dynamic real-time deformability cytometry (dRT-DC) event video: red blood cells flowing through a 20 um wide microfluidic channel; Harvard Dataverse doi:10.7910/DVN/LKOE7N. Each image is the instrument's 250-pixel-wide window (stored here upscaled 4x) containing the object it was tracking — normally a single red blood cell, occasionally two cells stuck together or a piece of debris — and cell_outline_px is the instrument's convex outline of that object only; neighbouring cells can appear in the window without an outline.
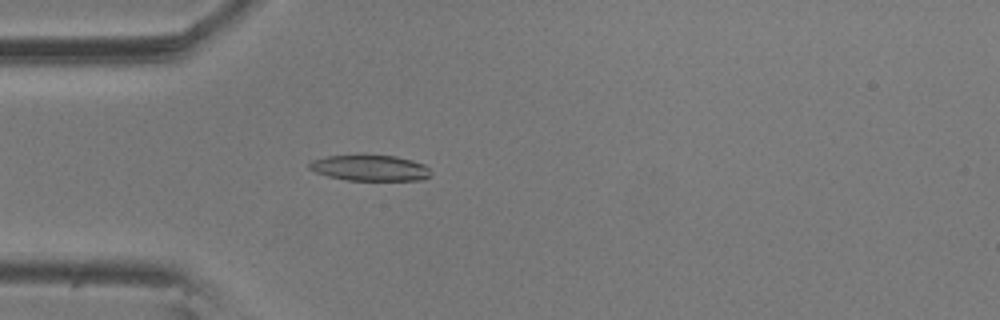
{"species": "common noctule bat (a hibernating species)", "species_latin": "Nyctalus noctula", "temperature_condition": "room temperature", "stored_images_in_passage": 45, "camera_frame_rate_fps": 3000, "um_per_image_px": 0.085, "animal": {"sex": "male", "body_mass_g": 20.5, "forearm_length_mm": 52.5}, "frame": {"image": 1, "passage_image": 4, "time_ms": 1.0, "image_size_px": [1000, 320], "cell_outline_px": [[432, 176], [424, 180], [348, 180], [328, 176], [316, 172], [308, 168], [308, 164], [312, 160], [328, 156], [396, 156], [412, 160], [424, 164], [432, 172]], "centroid_in_image_um": [31.5, 14.29], "position_along_channel_um": 53.5, "area_um2": 18.15}}
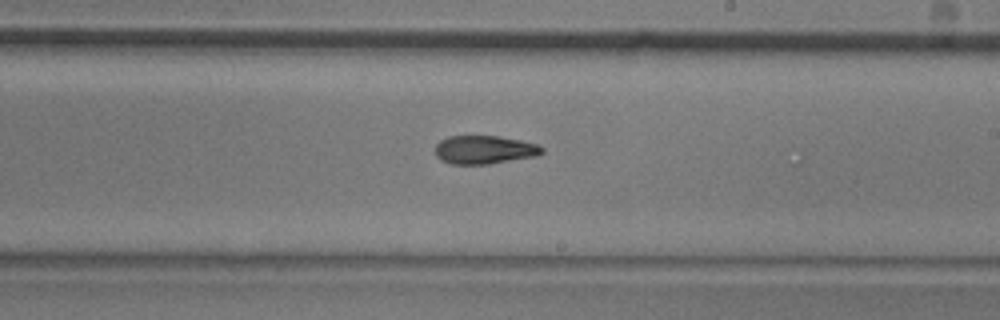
{"frame": {"image": 2, "passage_image": 21, "time_ms": 6.667, "image_size_px": [1000, 320], "cell_outline_px": [[544, 152], [540, 156], [488, 164], [452, 164], [440, 160], [436, 156], [436, 144], [440, 140], [448, 136], [500, 136], [520, 140], [536, 144], [544, 148]], "centroid_in_image_um": [41.2, 12.73], "position_along_channel_um": 247.8, "area_um2": 17.86}}
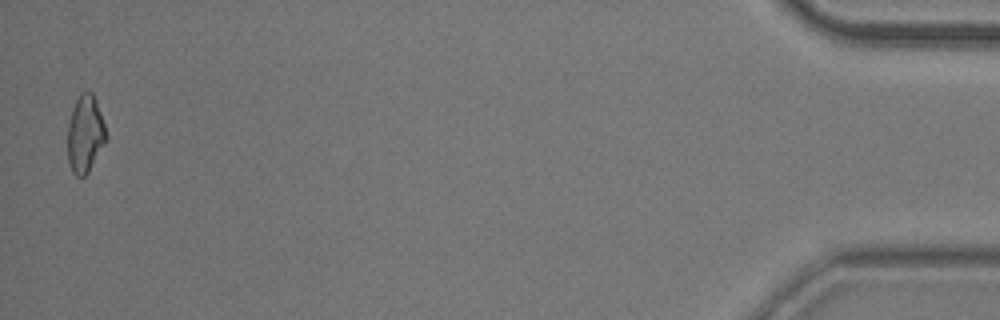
{"frame": {"image": 3, "passage_image": 44, "time_ms": 14.333, "image_size_px": [1000, 320], "cell_outline_px": [[108, 136], [104, 144], [88, 172], [84, 176], [76, 176], [72, 172], [68, 160], [68, 124], [72, 108], [80, 92], [92, 92], [104, 124]], "centroid_in_image_um": [7.23, 11.39], "position_along_channel_um": 428.0, "area_um2": 17.11}, "authors_computed_cell_mechanics": {"area_um2": 17.918, "velocity_mm_per_s": 3.5517, "shape_relaxation_time_tau1_ms": 7.0111, "shape_relaxation_time_tau2_ms": 4.486, "deformation_change_tau1": 0.1711, "deformation_change_tau2": 0.1263}}